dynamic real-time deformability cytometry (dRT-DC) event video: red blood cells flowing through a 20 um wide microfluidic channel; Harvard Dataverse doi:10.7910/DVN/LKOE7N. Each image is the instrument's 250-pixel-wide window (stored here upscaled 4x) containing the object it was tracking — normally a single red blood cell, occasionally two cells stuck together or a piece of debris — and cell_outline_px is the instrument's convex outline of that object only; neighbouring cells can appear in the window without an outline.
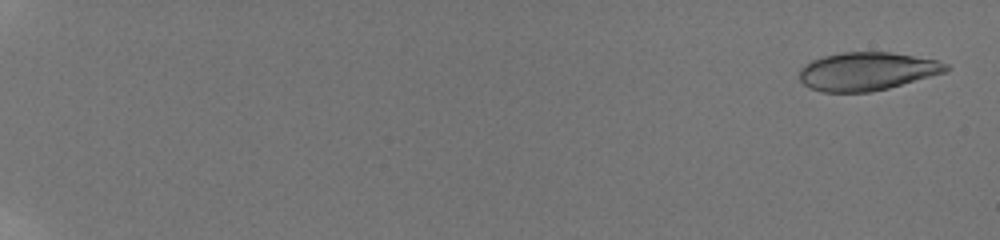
{"species": "human", "species_latin": "Homo sapiens", "temperature_condition": "room temperature", "stored_images_in_passage": 88, "camera_frame_rate_fps": 3000, "um_per_image_px": 0.085, "donor": {"sex": "male"}, "frame": {"image": 1, "passage_image": 2, "time_ms": 0.333, "image_size_px": [1000, 240], "cell_outline_px": [[948, 72], [888, 88], [868, 92], [824, 92], [808, 88], [800, 80], [800, 68], [804, 64], [812, 60], [824, 56], [840, 52], [892, 52], [936, 60], [948, 64]], "centroid_in_image_um": [73.69, 6.06], "position_along_channel_um": 11.3, "area_um2": 32.71}}
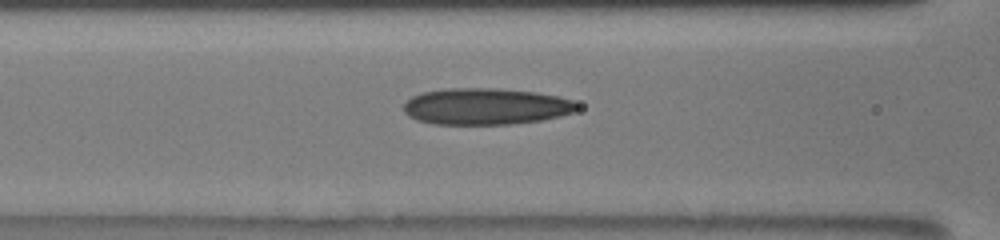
{"frame": {"image": 2, "passage_image": 53, "time_ms": 9.333, "image_size_px": [1000, 240], "cell_outline_px": [[580, 108], [576, 112], [544, 120], [508, 124], [432, 124], [416, 120], [408, 116], [404, 112], [404, 104], [412, 96], [424, 92], [448, 88], [496, 88], [536, 92], [560, 96], [572, 100], [580, 104]], "centroid_in_image_um": [41.34, 9.05], "position_along_channel_um": 125.3, "area_um2": 37.28}}
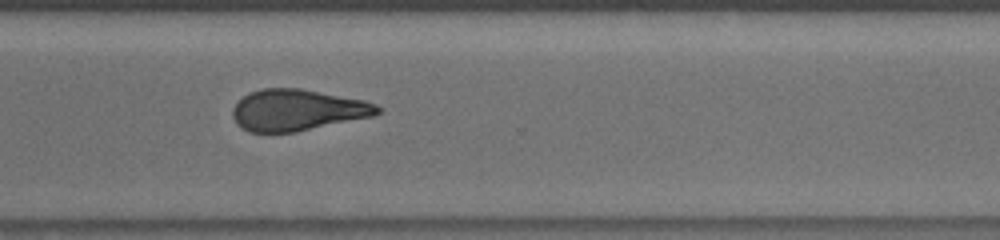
{"frame": {"image": 3, "passage_image": 74, "time_ms": 15.0, "image_size_px": [1000, 240], "cell_outline_px": [[380, 112], [372, 116], [296, 132], [248, 132], [240, 128], [236, 124], [232, 116], [232, 108], [244, 96], [252, 92], [264, 88], [300, 88], [364, 100], [376, 104], [380, 108]], "centroid_in_image_um": [25.25, 9.36], "position_along_channel_um": 345.4, "area_um2": 34.74}, "authors_computed_cell_mechanics": {"area_um2": 34.7378, "velocity_mm_per_s": 3.8896, "shape_relaxation_time_tau1_ms": null, "shape_relaxation_time_tau2_ms": 2.5671, "deformation_change_tau1": null, "deformation_change_tau2": 0.1092}}